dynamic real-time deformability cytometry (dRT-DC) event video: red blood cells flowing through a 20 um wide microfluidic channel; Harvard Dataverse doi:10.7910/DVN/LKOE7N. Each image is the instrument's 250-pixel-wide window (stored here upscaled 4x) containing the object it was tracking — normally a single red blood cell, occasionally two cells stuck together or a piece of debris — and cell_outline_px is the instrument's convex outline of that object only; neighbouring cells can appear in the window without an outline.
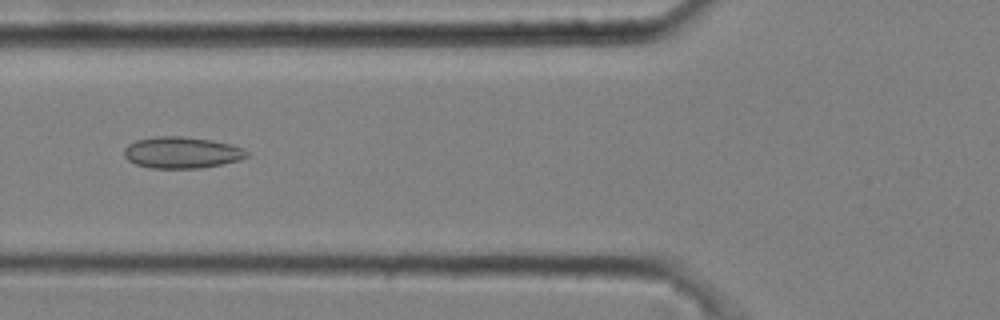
{"species": "common noctule bat (a hibernating species)", "species_latin": "Nyctalus noctula", "temperature_condition": "cold", "stored_images_in_passage": 6, "camera_frame_rate_fps": 3000, "um_per_image_px": 0.085, "animal": {"sex": "male", "body_mass_g": 20.4}, "frame": {"image": 1, "passage_image": 5, "time_ms": 1.333, "image_size_px": [1000, 320], "cell_outline_px": [[248, 156], [240, 160], [200, 168], [152, 168], [136, 164], [128, 160], [124, 156], [124, 148], [128, 144], [136, 140], [156, 136], [180, 136], [212, 140], [232, 144], [248, 152]], "centroid_in_image_um": [15.43, 12.96], "position_along_channel_um": 110.4, "area_um2": 22.43}}
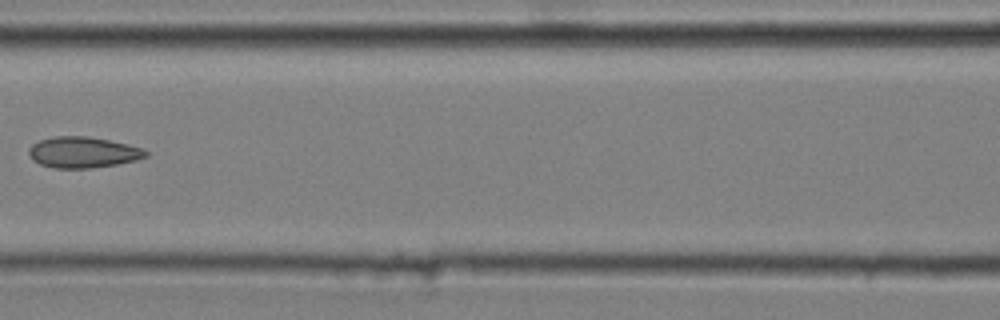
{"frame": {"image": 2, "passage_image": 6, "time_ms": 1.667, "image_size_px": [1000, 320], "cell_outline_px": [[148, 156], [136, 160], [116, 164], [92, 168], [52, 168], [40, 164], [32, 160], [28, 152], [28, 148], [32, 144], [40, 140], [56, 136], [88, 136], [128, 144], [140, 148], [148, 152]], "centroid_in_image_um": [7.02, 12.95], "position_along_channel_um": 159.6, "area_um2": 21.1}}